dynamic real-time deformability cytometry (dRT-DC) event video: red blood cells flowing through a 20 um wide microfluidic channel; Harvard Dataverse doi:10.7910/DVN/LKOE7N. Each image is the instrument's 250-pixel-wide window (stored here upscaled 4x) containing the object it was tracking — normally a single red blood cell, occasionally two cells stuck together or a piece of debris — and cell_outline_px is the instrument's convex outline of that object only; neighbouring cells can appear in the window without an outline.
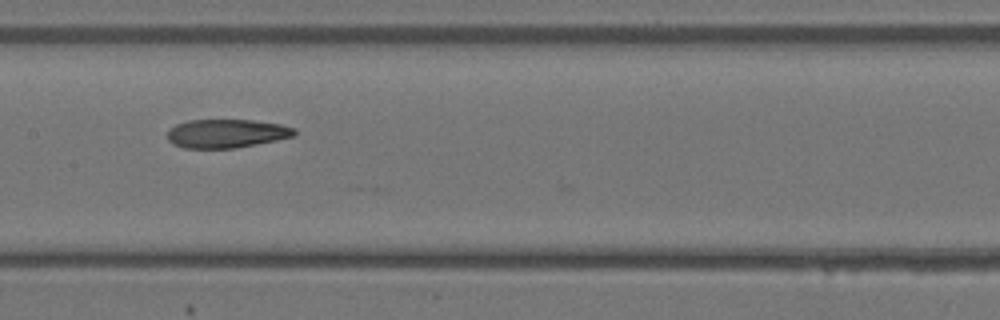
{"species": "Egyptian fruit bat (a non-hibernating species)", "species_latin": "Rousettus aegyptiacus", "temperature_condition": "warm", "stored_images_in_passage": 25, "camera_frame_rate_fps": 3000, "um_per_image_px": 0.085, "animal": {"sex": "female"}, "frame": {"image": 1, "passage_image": 12, "time_ms": 3.667, "image_size_px": [1000, 320], "cell_outline_px": [[296, 136], [236, 148], [184, 148], [172, 144], [168, 140], [168, 128], [176, 124], [188, 120], [252, 120], [280, 124], [296, 128]], "centroid_in_image_um": [19.25, 11.34], "position_along_channel_um": 188.2, "area_um2": 21.33}}
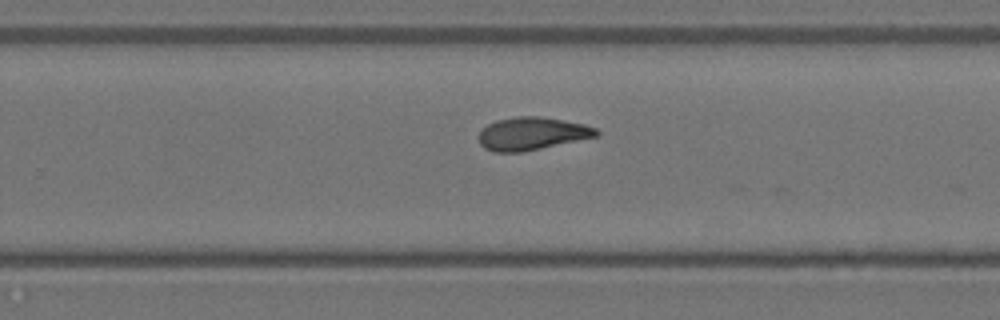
{"frame": {"image": 2, "passage_image": 17, "time_ms": 5.333, "image_size_px": [1000, 320], "cell_outline_px": [[600, 132], [596, 136], [540, 148], [520, 152], [496, 152], [484, 148], [480, 144], [480, 132], [488, 124], [496, 120], [516, 116], [536, 116], [564, 120], [584, 124], [596, 128]], "centroid_in_image_um": [45.2, 11.35], "position_along_channel_um": 284.6, "area_um2": 22.14}}
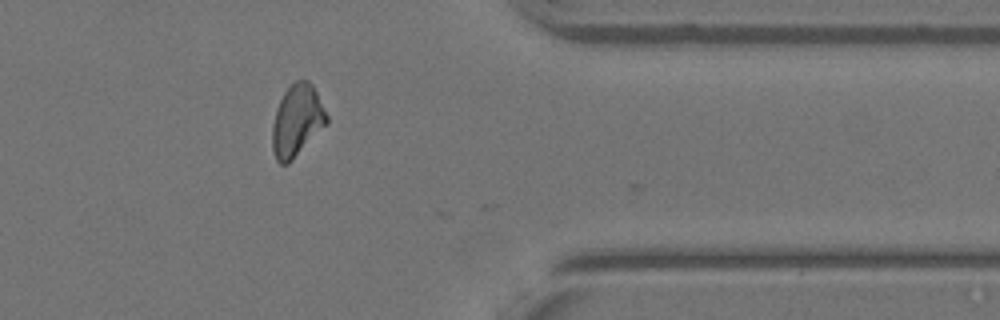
{"frame": {"image": 3, "passage_image": 23, "time_ms": 7.333, "image_size_px": [1000, 320], "cell_outline_px": [[328, 124], [288, 164], [280, 164], [276, 160], [272, 148], [272, 124], [276, 108], [284, 92], [296, 80], [308, 80], [312, 84], [328, 116]], "centroid_in_image_um": [25.24, 10.27], "position_along_channel_um": 386.2, "area_um2": 22.77}}